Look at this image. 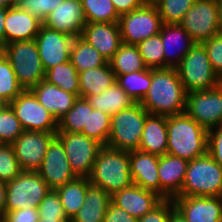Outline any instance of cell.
Here are the masks:
<instances>
[{"mask_svg":"<svg viewBox=\"0 0 222 222\" xmlns=\"http://www.w3.org/2000/svg\"><path fill=\"white\" fill-rule=\"evenodd\" d=\"M186 98L176 68H151V85L140 104L149 114L168 117L185 111Z\"/></svg>","mask_w":222,"mask_h":222,"instance_id":"6da1fadb","label":"cell"},{"mask_svg":"<svg viewBox=\"0 0 222 222\" xmlns=\"http://www.w3.org/2000/svg\"><path fill=\"white\" fill-rule=\"evenodd\" d=\"M167 153L191 161L208 153V131L185 112L167 117Z\"/></svg>","mask_w":222,"mask_h":222,"instance_id":"7a4b0ae2","label":"cell"},{"mask_svg":"<svg viewBox=\"0 0 222 222\" xmlns=\"http://www.w3.org/2000/svg\"><path fill=\"white\" fill-rule=\"evenodd\" d=\"M89 181L111 196L130 187L133 182L130 175L129 152L103 146L98 152Z\"/></svg>","mask_w":222,"mask_h":222,"instance_id":"3957f363","label":"cell"},{"mask_svg":"<svg viewBox=\"0 0 222 222\" xmlns=\"http://www.w3.org/2000/svg\"><path fill=\"white\" fill-rule=\"evenodd\" d=\"M0 51L9 60L17 81L24 90H30L45 79L35 39L11 42Z\"/></svg>","mask_w":222,"mask_h":222,"instance_id":"277c9868","label":"cell"},{"mask_svg":"<svg viewBox=\"0 0 222 222\" xmlns=\"http://www.w3.org/2000/svg\"><path fill=\"white\" fill-rule=\"evenodd\" d=\"M222 197V167L207 153L189 161L181 193L177 197Z\"/></svg>","mask_w":222,"mask_h":222,"instance_id":"5b68a950","label":"cell"},{"mask_svg":"<svg viewBox=\"0 0 222 222\" xmlns=\"http://www.w3.org/2000/svg\"><path fill=\"white\" fill-rule=\"evenodd\" d=\"M178 76L187 93L217 88L222 80L213 71L202 43H195L176 66Z\"/></svg>","mask_w":222,"mask_h":222,"instance_id":"8992f818","label":"cell"},{"mask_svg":"<svg viewBox=\"0 0 222 222\" xmlns=\"http://www.w3.org/2000/svg\"><path fill=\"white\" fill-rule=\"evenodd\" d=\"M148 114L140 102H135L129 108L112 115L106 146L128 152L138 150Z\"/></svg>","mask_w":222,"mask_h":222,"instance_id":"52a82bcc","label":"cell"},{"mask_svg":"<svg viewBox=\"0 0 222 222\" xmlns=\"http://www.w3.org/2000/svg\"><path fill=\"white\" fill-rule=\"evenodd\" d=\"M5 212L17 209L37 208L51 188L38 172L22 171L5 183Z\"/></svg>","mask_w":222,"mask_h":222,"instance_id":"ba28073f","label":"cell"},{"mask_svg":"<svg viewBox=\"0 0 222 222\" xmlns=\"http://www.w3.org/2000/svg\"><path fill=\"white\" fill-rule=\"evenodd\" d=\"M122 42L138 45L142 40L160 33L163 22L154 3L123 14L118 21Z\"/></svg>","mask_w":222,"mask_h":222,"instance_id":"9c48e42d","label":"cell"},{"mask_svg":"<svg viewBox=\"0 0 222 222\" xmlns=\"http://www.w3.org/2000/svg\"><path fill=\"white\" fill-rule=\"evenodd\" d=\"M56 136L64 146L72 172L77 178H89L103 145L82 133L57 132Z\"/></svg>","mask_w":222,"mask_h":222,"instance_id":"30bf717a","label":"cell"},{"mask_svg":"<svg viewBox=\"0 0 222 222\" xmlns=\"http://www.w3.org/2000/svg\"><path fill=\"white\" fill-rule=\"evenodd\" d=\"M184 112L207 131L222 126V83L214 89L187 93Z\"/></svg>","mask_w":222,"mask_h":222,"instance_id":"8fae6325","label":"cell"},{"mask_svg":"<svg viewBox=\"0 0 222 222\" xmlns=\"http://www.w3.org/2000/svg\"><path fill=\"white\" fill-rule=\"evenodd\" d=\"M9 105L24 130L57 133L58 121L30 90H23Z\"/></svg>","mask_w":222,"mask_h":222,"instance_id":"7c38bea8","label":"cell"},{"mask_svg":"<svg viewBox=\"0 0 222 222\" xmlns=\"http://www.w3.org/2000/svg\"><path fill=\"white\" fill-rule=\"evenodd\" d=\"M195 43L220 33L216 0H195L179 23Z\"/></svg>","mask_w":222,"mask_h":222,"instance_id":"4fadbf2b","label":"cell"},{"mask_svg":"<svg viewBox=\"0 0 222 222\" xmlns=\"http://www.w3.org/2000/svg\"><path fill=\"white\" fill-rule=\"evenodd\" d=\"M56 133L28 131L11 144L22 171L37 172Z\"/></svg>","mask_w":222,"mask_h":222,"instance_id":"5bb4252c","label":"cell"},{"mask_svg":"<svg viewBox=\"0 0 222 222\" xmlns=\"http://www.w3.org/2000/svg\"><path fill=\"white\" fill-rule=\"evenodd\" d=\"M37 172L53 190L77 178L72 172L64 146L57 136L50 142Z\"/></svg>","mask_w":222,"mask_h":222,"instance_id":"9a60e30c","label":"cell"},{"mask_svg":"<svg viewBox=\"0 0 222 222\" xmlns=\"http://www.w3.org/2000/svg\"><path fill=\"white\" fill-rule=\"evenodd\" d=\"M74 37L51 30L44 25L35 37L45 72L56 65L68 62Z\"/></svg>","mask_w":222,"mask_h":222,"instance_id":"2e32d148","label":"cell"},{"mask_svg":"<svg viewBox=\"0 0 222 222\" xmlns=\"http://www.w3.org/2000/svg\"><path fill=\"white\" fill-rule=\"evenodd\" d=\"M175 209L187 222H222V197H175Z\"/></svg>","mask_w":222,"mask_h":222,"instance_id":"e0dca14e","label":"cell"},{"mask_svg":"<svg viewBox=\"0 0 222 222\" xmlns=\"http://www.w3.org/2000/svg\"><path fill=\"white\" fill-rule=\"evenodd\" d=\"M86 24L81 0H64L43 21L45 27L74 38L81 36Z\"/></svg>","mask_w":222,"mask_h":222,"instance_id":"ac0fdd59","label":"cell"},{"mask_svg":"<svg viewBox=\"0 0 222 222\" xmlns=\"http://www.w3.org/2000/svg\"><path fill=\"white\" fill-rule=\"evenodd\" d=\"M81 37L94 47L107 62L113 58L123 43L118 22H87Z\"/></svg>","mask_w":222,"mask_h":222,"instance_id":"d6986e66","label":"cell"},{"mask_svg":"<svg viewBox=\"0 0 222 222\" xmlns=\"http://www.w3.org/2000/svg\"><path fill=\"white\" fill-rule=\"evenodd\" d=\"M163 200L164 199L157 193L145 190L135 184L121 191H117L111 196V201L115 205L124 209L137 220L152 211Z\"/></svg>","mask_w":222,"mask_h":222,"instance_id":"ffe728a7","label":"cell"},{"mask_svg":"<svg viewBox=\"0 0 222 222\" xmlns=\"http://www.w3.org/2000/svg\"><path fill=\"white\" fill-rule=\"evenodd\" d=\"M188 163V160L168 153L159 156L157 171L163 199H174L181 193Z\"/></svg>","mask_w":222,"mask_h":222,"instance_id":"44dd1931","label":"cell"},{"mask_svg":"<svg viewBox=\"0 0 222 222\" xmlns=\"http://www.w3.org/2000/svg\"><path fill=\"white\" fill-rule=\"evenodd\" d=\"M158 164V155L140 150L129 152V167L133 184L145 190L153 191L160 196Z\"/></svg>","mask_w":222,"mask_h":222,"instance_id":"7402d4cb","label":"cell"},{"mask_svg":"<svg viewBox=\"0 0 222 222\" xmlns=\"http://www.w3.org/2000/svg\"><path fill=\"white\" fill-rule=\"evenodd\" d=\"M42 25V21L17 5L8 8L4 24L5 45L35 39Z\"/></svg>","mask_w":222,"mask_h":222,"instance_id":"603a6c76","label":"cell"},{"mask_svg":"<svg viewBox=\"0 0 222 222\" xmlns=\"http://www.w3.org/2000/svg\"><path fill=\"white\" fill-rule=\"evenodd\" d=\"M160 36L162 39V44L164 46V68H176V66L181 62L183 57L190 51L191 47L195 44V42L191 39L187 31L179 23H163L160 31ZM172 49H174V51H172Z\"/></svg>","mask_w":222,"mask_h":222,"instance_id":"cb8c5ba5","label":"cell"},{"mask_svg":"<svg viewBox=\"0 0 222 222\" xmlns=\"http://www.w3.org/2000/svg\"><path fill=\"white\" fill-rule=\"evenodd\" d=\"M30 91L57 121L73 107L78 98L75 94L64 91L45 80L32 87Z\"/></svg>","mask_w":222,"mask_h":222,"instance_id":"d4e9b609","label":"cell"},{"mask_svg":"<svg viewBox=\"0 0 222 222\" xmlns=\"http://www.w3.org/2000/svg\"><path fill=\"white\" fill-rule=\"evenodd\" d=\"M167 117L148 114L138 150L162 156L167 153Z\"/></svg>","mask_w":222,"mask_h":222,"instance_id":"484cf974","label":"cell"},{"mask_svg":"<svg viewBox=\"0 0 222 222\" xmlns=\"http://www.w3.org/2000/svg\"><path fill=\"white\" fill-rule=\"evenodd\" d=\"M83 202L84 204L71 219V222H103L111 202V195L102 188L90 184Z\"/></svg>","mask_w":222,"mask_h":222,"instance_id":"4316f807","label":"cell"},{"mask_svg":"<svg viewBox=\"0 0 222 222\" xmlns=\"http://www.w3.org/2000/svg\"><path fill=\"white\" fill-rule=\"evenodd\" d=\"M79 74V97L99 95L116 82L110 63L82 71Z\"/></svg>","mask_w":222,"mask_h":222,"instance_id":"83f0119b","label":"cell"},{"mask_svg":"<svg viewBox=\"0 0 222 222\" xmlns=\"http://www.w3.org/2000/svg\"><path fill=\"white\" fill-rule=\"evenodd\" d=\"M94 109L114 115L132 106L135 101L115 82L99 95L87 97Z\"/></svg>","mask_w":222,"mask_h":222,"instance_id":"f1b7e54d","label":"cell"},{"mask_svg":"<svg viewBox=\"0 0 222 222\" xmlns=\"http://www.w3.org/2000/svg\"><path fill=\"white\" fill-rule=\"evenodd\" d=\"M89 185V178H76L74 181L55 189L68 219L71 220L84 204L83 201Z\"/></svg>","mask_w":222,"mask_h":222,"instance_id":"f546056e","label":"cell"},{"mask_svg":"<svg viewBox=\"0 0 222 222\" xmlns=\"http://www.w3.org/2000/svg\"><path fill=\"white\" fill-rule=\"evenodd\" d=\"M69 60L78 73L108 63L102 55L81 36L74 38Z\"/></svg>","mask_w":222,"mask_h":222,"instance_id":"4dcf8cb0","label":"cell"},{"mask_svg":"<svg viewBox=\"0 0 222 222\" xmlns=\"http://www.w3.org/2000/svg\"><path fill=\"white\" fill-rule=\"evenodd\" d=\"M115 76L147 69L137 45L122 43L109 61Z\"/></svg>","mask_w":222,"mask_h":222,"instance_id":"1f68e13d","label":"cell"},{"mask_svg":"<svg viewBox=\"0 0 222 222\" xmlns=\"http://www.w3.org/2000/svg\"><path fill=\"white\" fill-rule=\"evenodd\" d=\"M44 80L79 97V74L70 60L47 70Z\"/></svg>","mask_w":222,"mask_h":222,"instance_id":"d6a6232c","label":"cell"},{"mask_svg":"<svg viewBox=\"0 0 222 222\" xmlns=\"http://www.w3.org/2000/svg\"><path fill=\"white\" fill-rule=\"evenodd\" d=\"M116 83L135 101L141 102L151 85V68L118 75Z\"/></svg>","mask_w":222,"mask_h":222,"instance_id":"836d02e7","label":"cell"},{"mask_svg":"<svg viewBox=\"0 0 222 222\" xmlns=\"http://www.w3.org/2000/svg\"><path fill=\"white\" fill-rule=\"evenodd\" d=\"M88 100L78 97L73 107L58 121L57 132L82 133L87 127Z\"/></svg>","mask_w":222,"mask_h":222,"instance_id":"e575fe53","label":"cell"},{"mask_svg":"<svg viewBox=\"0 0 222 222\" xmlns=\"http://www.w3.org/2000/svg\"><path fill=\"white\" fill-rule=\"evenodd\" d=\"M111 127V115L94 109L88 101L87 127H84L82 134L93 138L106 146Z\"/></svg>","mask_w":222,"mask_h":222,"instance_id":"d590c367","label":"cell"},{"mask_svg":"<svg viewBox=\"0 0 222 222\" xmlns=\"http://www.w3.org/2000/svg\"><path fill=\"white\" fill-rule=\"evenodd\" d=\"M87 22H118L119 15L111 0H81Z\"/></svg>","mask_w":222,"mask_h":222,"instance_id":"8d00e7d4","label":"cell"},{"mask_svg":"<svg viewBox=\"0 0 222 222\" xmlns=\"http://www.w3.org/2000/svg\"><path fill=\"white\" fill-rule=\"evenodd\" d=\"M23 90L17 81L9 60L0 51V101L9 104Z\"/></svg>","mask_w":222,"mask_h":222,"instance_id":"74e56055","label":"cell"},{"mask_svg":"<svg viewBox=\"0 0 222 222\" xmlns=\"http://www.w3.org/2000/svg\"><path fill=\"white\" fill-rule=\"evenodd\" d=\"M137 46L147 68H164V46L160 33L142 40Z\"/></svg>","mask_w":222,"mask_h":222,"instance_id":"f35d334b","label":"cell"},{"mask_svg":"<svg viewBox=\"0 0 222 222\" xmlns=\"http://www.w3.org/2000/svg\"><path fill=\"white\" fill-rule=\"evenodd\" d=\"M195 0H157L154 4L164 24L180 23Z\"/></svg>","mask_w":222,"mask_h":222,"instance_id":"ab89813d","label":"cell"},{"mask_svg":"<svg viewBox=\"0 0 222 222\" xmlns=\"http://www.w3.org/2000/svg\"><path fill=\"white\" fill-rule=\"evenodd\" d=\"M24 129L9 104L0 108V144H12Z\"/></svg>","mask_w":222,"mask_h":222,"instance_id":"60d3db41","label":"cell"},{"mask_svg":"<svg viewBox=\"0 0 222 222\" xmlns=\"http://www.w3.org/2000/svg\"><path fill=\"white\" fill-rule=\"evenodd\" d=\"M22 172L11 144H0V181L13 180Z\"/></svg>","mask_w":222,"mask_h":222,"instance_id":"b9f144b4","label":"cell"},{"mask_svg":"<svg viewBox=\"0 0 222 222\" xmlns=\"http://www.w3.org/2000/svg\"><path fill=\"white\" fill-rule=\"evenodd\" d=\"M63 1L64 0H17V6L24 11H28L43 22Z\"/></svg>","mask_w":222,"mask_h":222,"instance_id":"7bdbcfd3","label":"cell"},{"mask_svg":"<svg viewBox=\"0 0 222 222\" xmlns=\"http://www.w3.org/2000/svg\"><path fill=\"white\" fill-rule=\"evenodd\" d=\"M39 218H67L56 190L51 189L37 207Z\"/></svg>","mask_w":222,"mask_h":222,"instance_id":"ee69618b","label":"cell"},{"mask_svg":"<svg viewBox=\"0 0 222 222\" xmlns=\"http://www.w3.org/2000/svg\"><path fill=\"white\" fill-rule=\"evenodd\" d=\"M202 44L207 51L213 71L222 80V33L214 35Z\"/></svg>","mask_w":222,"mask_h":222,"instance_id":"f6af8a7d","label":"cell"},{"mask_svg":"<svg viewBox=\"0 0 222 222\" xmlns=\"http://www.w3.org/2000/svg\"><path fill=\"white\" fill-rule=\"evenodd\" d=\"M175 210L172 199H164L152 211L146 213L138 222H169L171 213Z\"/></svg>","mask_w":222,"mask_h":222,"instance_id":"bcb514c9","label":"cell"},{"mask_svg":"<svg viewBox=\"0 0 222 222\" xmlns=\"http://www.w3.org/2000/svg\"><path fill=\"white\" fill-rule=\"evenodd\" d=\"M208 153L222 167V126L208 130Z\"/></svg>","mask_w":222,"mask_h":222,"instance_id":"7dc6e473","label":"cell"},{"mask_svg":"<svg viewBox=\"0 0 222 222\" xmlns=\"http://www.w3.org/2000/svg\"><path fill=\"white\" fill-rule=\"evenodd\" d=\"M39 213L37 208L17 209L5 212L2 222H38Z\"/></svg>","mask_w":222,"mask_h":222,"instance_id":"c3c4849f","label":"cell"},{"mask_svg":"<svg viewBox=\"0 0 222 222\" xmlns=\"http://www.w3.org/2000/svg\"><path fill=\"white\" fill-rule=\"evenodd\" d=\"M103 222H138V220L111 201Z\"/></svg>","mask_w":222,"mask_h":222,"instance_id":"681fc988","label":"cell"},{"mask_svg":"<svg viewBox=\"0 0 222 222\" xmlns=\"http://www.w3.org/2000/svg\"><path fill=\"white\" fill-rule=\"evenodd\" d=\"M119 16L134 11L141 7L143 0H111Z\"/></svg>","mask_w":222,"mask_h":222,"instance_id":"f907efd6","label":"cell"},{"mask_svg":"<svg viewBox=\"0 0 222 222\" xmlns=\"http://www.w3.org/2000/svg\"><path fill=\"white\" fill-rule=\"evenodd\" d=\"M7 8L0 6V49L5 45L4 24Z\"/></svg>","mask_w":222,"mask_h":222,"instance_id":"816d5d0a","label":"cell"},{"mask_svg":"<svg viewBox=\"0 0 222 222\" xmlns=\"http://www.w3.org/2000/svg\"><path fill=\"white\" fill-rule=\"evenodd\" d=\"M5 203H6V185L5 182L0 181V221L5 214Z\"/></svg>","mask_w":222,"mask_h":222,"instance_id":"f5cc1de1","label":"cell"},{"mask_svg":"<svg viewBox=\"0 0 222 222\" xmlns=\"http://www.w3.org/2000/svg\"><path fill=\"white\" fill-rule=\"evenodd\" d=\"M169 222H187V220L175 209L170 215Z\"/></svg>","mask_w":222,"mask_h":222,"instance_id":"db71d44e","label":"cell"},{"mask_svg":"<svg viewBox=\"0 0 222 222\" xmlns=\"http://www.w3.org/2000/svg\"><path fill=\"white\" fill-rule=\"evenodd\" d=\"M217 9H218V25L220 33H222V0H216Z\"/></svg>","mask_w":222,"mask_h":222,"instance_id":"11a10c76","label":"cell"},{"mask_svg":"<svg viewBox=\"0 0 222 222\" xmlns=\"http://www.w3.org/2000/svg\"><path fill=\"white\" fill-rule=\"evenodd\" d=\"M38 222H71L68 218H39Z\"/></svg>","mask_w":222,"mask_h":222,"instance_id":"9f6ffc18","label":"cell"},{"mask_svg":"<svg viewBox=\"0 0 222 222\" xmlns=\"http://www.w3.org/2000/svg\"><path fill=\"white\" fill-rule=\"evenodd\" d=\"M17 5V0H0V6L5 8H11Z\"/></svg>","mask_w":222,"mask_h":222,"instance_id":"6f0895ef","label":"cell"},{"mask_svg":"<svg viewBox=\"0 0 222 222\" xmlns=\"http://www.w3.org/2000/svg\"><path fill=\"white\" fill-rule=\"evenodd\" d=\"M145 3H155L157 0H143Z\"/></svg>","mask_w":222,"mask_h":222,"instance_id":"680465c9","label":"cell"},{"mask_svg":"<svg viewBox=\"0 0 222 222\" xmlns=\"http://www.w3.org/2000/svg\"><path fill=\"white\" fill-rule=\"evenodd\" d=\"M4 105V103L2 101H0V108Z\"/></svg>","mask_w":222,"mask_h":222,"instance_id":"91938a15","label":"cell"}]
</instances>
